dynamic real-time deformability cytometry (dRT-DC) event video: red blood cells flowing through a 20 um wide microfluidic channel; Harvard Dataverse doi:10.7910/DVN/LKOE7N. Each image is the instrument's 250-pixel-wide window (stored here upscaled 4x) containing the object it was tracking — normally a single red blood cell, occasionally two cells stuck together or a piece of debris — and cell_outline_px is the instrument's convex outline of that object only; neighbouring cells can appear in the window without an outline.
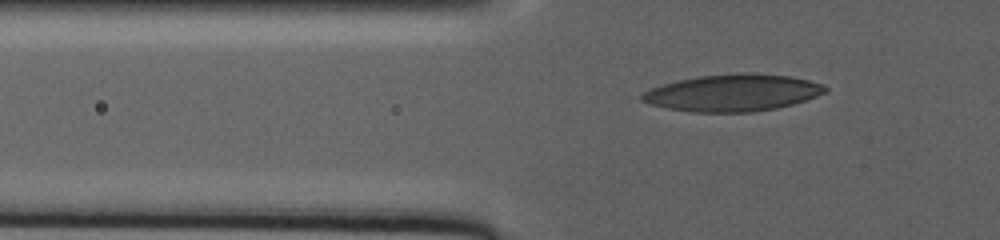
{"species": "human", "species_latin": "Homo sapiens", "temperature_condition": "warm", "stored_images_in_passage": 71, "camera_frame_rate_fps": 3000, "um_per_image_px": 0.085, "donor": {"sex": "male"}, "frame": {"image": 1, "passage_image": 2, "time_ms": 0.333, "image_size_px": [1000, 240], "cell_outline_px": [[828, 92], [792, 104], [776, 108], [752, 112], [692, 112], [668, 108], [652, 104], [640, 100], [640, 96], [644, 92], [652, 88], [676, 80], [700, 76], [744, 72], [752, 72], [792, 76], [808, 80], [820, 84], [828, 88]], "centroid_in_image_um": [62.3, 7.88], "position_along_channel_um": 63.5, "area_um2": 39.36}}
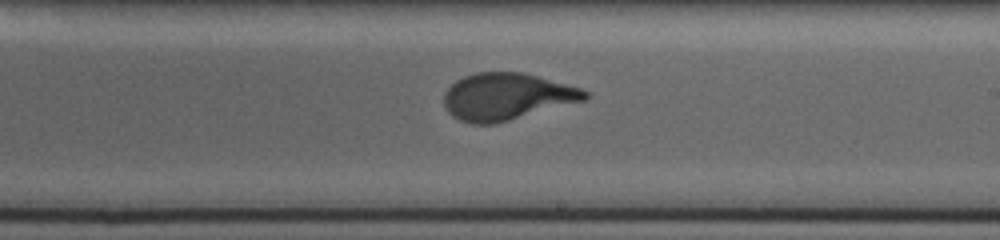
{"frame": {"image": 2, "passage_image": 43, "time_ms": 11.0, "image_size_px": [1000, 240], "cell_outline_px": [[588, 96], [584, 100], [496, 124], [472, 124], [460, 120], [452, 116], [448, 112], [444, 104], [444, 92], [456, 80], [464, 76], [476, 72], [524, 72], [580, 88], [588, 92]], "centroid_in_image_um": [43.03, 8.21], "position_along_channel_um": 246.0, "area_um2": 38.44}}
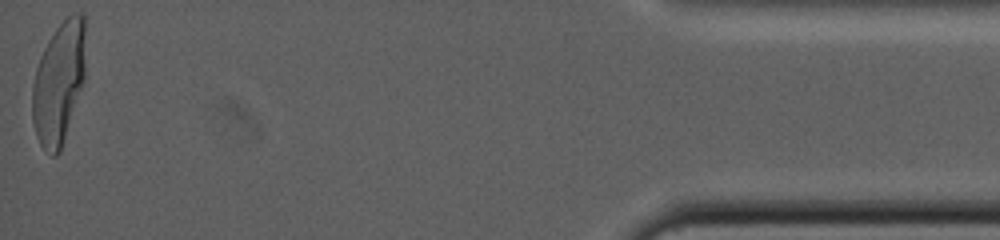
{"frame": {"image": 3, "passage_image": 71, "time_ms": 24.667, "image_size_px": [1000, 240], "cell_outline_px": [[84, 80], [60, 152], [56, 156], [52, 156], [40, 144], [36, 136], [32, 120], [32, 84], [36, 68], [40, 56], [48, 40], [56, 28], [72, 12], [80, 12], [84, 16]], "centroid_in_image_um": [4.98, 7.04], "position_along_channel_um": 430.2, "area_um2": 37.69}}